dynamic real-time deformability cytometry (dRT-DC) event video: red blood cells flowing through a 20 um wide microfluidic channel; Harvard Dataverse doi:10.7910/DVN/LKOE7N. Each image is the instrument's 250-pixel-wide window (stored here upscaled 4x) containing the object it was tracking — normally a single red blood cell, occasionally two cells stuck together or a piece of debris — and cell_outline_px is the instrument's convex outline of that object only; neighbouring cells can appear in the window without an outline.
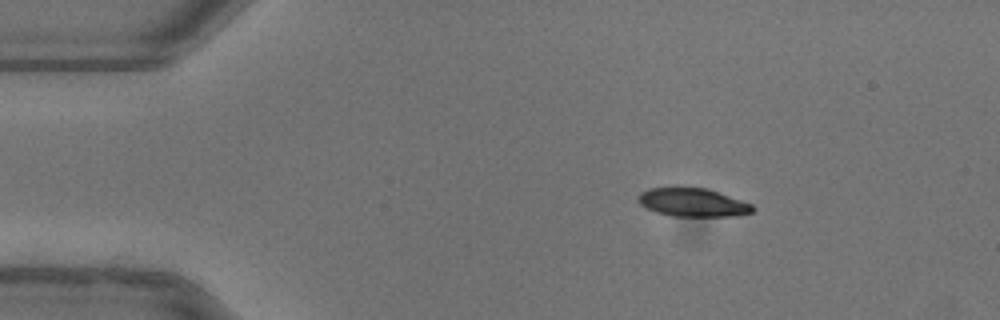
{"species": "common noctule bat (a hibernating species)", "species_latin": "Nyctalus noctula", "temperature_condition": "warm", "stored_images_in_passage": 37, "camera_frame_rate_fps": 3000, "um_per_image_px": 0.085, "animal": {"sex": "female"}, "frame": {"image": 1, "passage_image": 1, "time_ms": 0.0, "image_size_px": [1000, 320], "cell_outline_px": [[756, 208], [752, 212], [736, 216], [672, 216], [656, 212], [640, 204], [636, 200], [636, 196], [640, 192], [648, 188], [708, 188], [752, 204]], "centroid_in_image_um": [58.87, 17.21], "position_along_channel_um": 26.1, "area_um2": 18.96}}
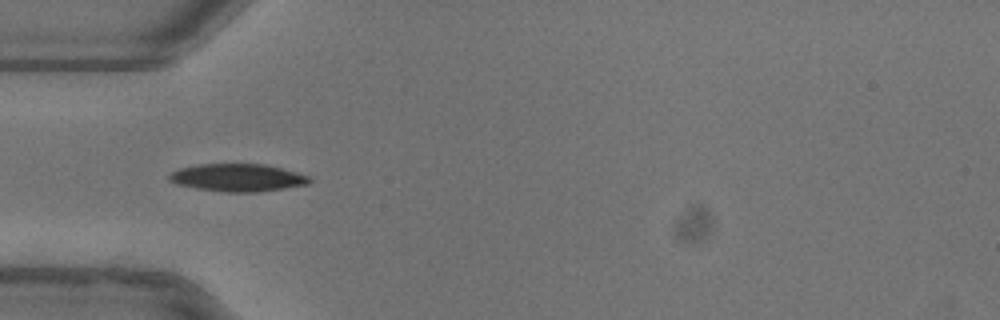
{"frame": {"image": 2, "passage_image": 9, "time_ms": 2.667, "image_size_px": [1000, 320], "cell_outline_px": [[312, 180], [308, 184], [284, 188], [256, 192], [228, 192], [196, 188], [176, 184], [168, 180], [168, 176], [172, 172], [180, 168], [196, 164], [264, 164], [296, 172], [308, 176]], "centroid_in_image_um": [20.17, 15.1], "position_along_channel_um": 64.8, "area_um2": 22.43}}
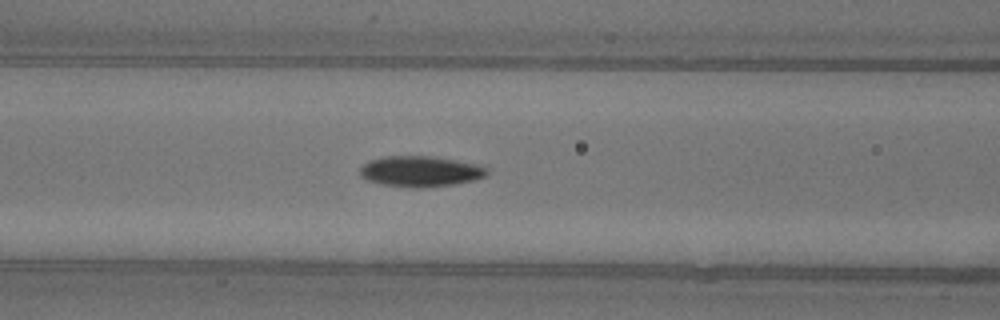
{"frame": {"image": 3, "passage_image": 14, "time_ms": 4.333, "image_size_px": [1000, 320], "cell_outline_px": [[488, 176], [476, 180], [452, 184], [424, 188], [412, 188], [380, 184], [368, 180], [360, 176], [360, 168], [368, 160], [384, 156], [436, 156], [484, 164], [488, 168]], "centroid_in_image_um": [35.81, 14.55], "position_along_channel_um": 130.8, "area_um2": 23.35}, "authors_computed_cell_mechanics": {"area_um2": 22.1952, "velocity_mm_per_s": 3.9607, "shape_relaxation_time_tau1_ms": 4.406, "shape_relaxation_time_tau2_ms": 11.1394, "deformation_change_tau1": 0.1722, "deformation_change_tau2": 0.1314}}